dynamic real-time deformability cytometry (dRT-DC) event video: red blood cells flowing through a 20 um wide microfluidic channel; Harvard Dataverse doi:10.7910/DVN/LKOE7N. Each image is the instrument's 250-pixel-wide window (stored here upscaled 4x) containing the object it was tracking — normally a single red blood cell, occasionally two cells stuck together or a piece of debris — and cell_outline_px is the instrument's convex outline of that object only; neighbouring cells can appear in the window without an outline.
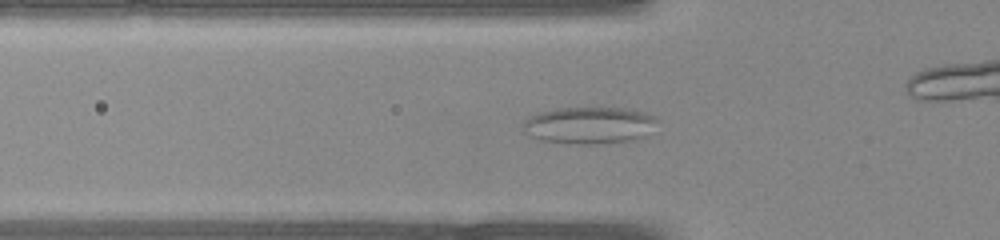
{"species": "common noctule bat (a hibernating species)", "species_latin": "Nyctalus noctula", "temperature_condition": "warm", "stored_images_in_passage": 30, "camera_frame_rate_fps": 3000, "um_per_image_px": 0.085, "animal": {"sex": "female", "body_mass_g": 22.0, "forearm_length_mm": 56.7}, "frame": {"image": 1, "passage_image": 2, "time_ms": 0.333, "image_size_px": [1000, 240], "cell_outline_px": [[660, 120], [644, 136], [636, 140], [592, 144], [568, 144], [540, 140], [528, 136], [524, 132], [524, 120], [540, 112], [556, 108], [632, 108], [656, 116]], "centroid_in_image_um": [50.11, 10.65], "position_along_channel_um": 75.7, "area_um2": 29.19}}
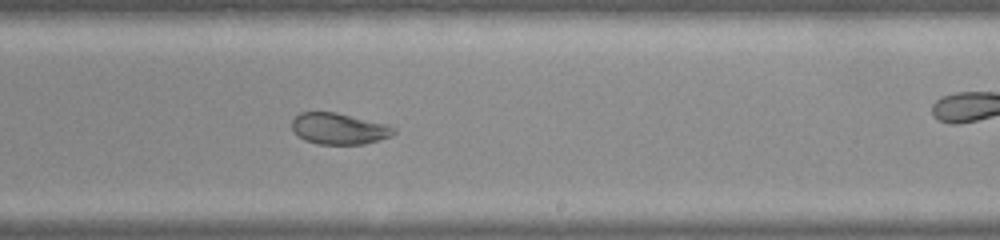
{"frame": {"image": 2, "passage_image": 13, "time_ms": 4.0, "image_size_px": [1000, 240], "cell_outline_px": [[396, 132], [392, 136], [364, 144], [316, 144], [304, 140], [292, 128], [292, 120], [300, 112], [336, 112], [388, 124], [396, 128]], "centroid_in_image_um": [28.85, 10.93], "position_along_channel_um": 260.2, "area_um2": 18.61}}
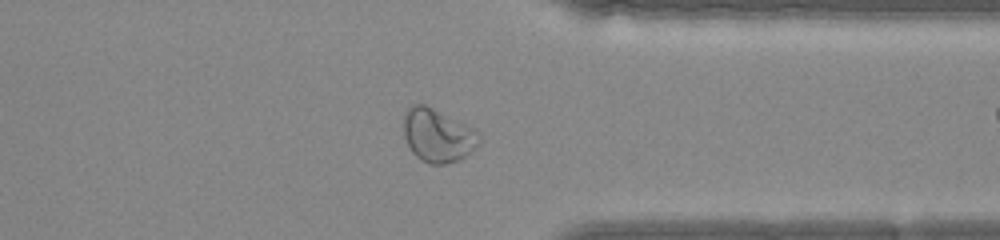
{"frame": {"image": 3, "passage_image": 20, "time_ms": 6.333, "image_size_px": [1000, 240], "cell_outline_px": [[480, 144], [460, 160], [444, 164], [432, 164], [420, 160], [412, 152], [404, 136], [404, 116], [408, 108], [412, 104], [424, 104], [476, 128], [480, 136]], "centroid_in_image_um": [37.23, 11.51], "position_along_channel_um": 374.2, "area_um2": 23.58}}